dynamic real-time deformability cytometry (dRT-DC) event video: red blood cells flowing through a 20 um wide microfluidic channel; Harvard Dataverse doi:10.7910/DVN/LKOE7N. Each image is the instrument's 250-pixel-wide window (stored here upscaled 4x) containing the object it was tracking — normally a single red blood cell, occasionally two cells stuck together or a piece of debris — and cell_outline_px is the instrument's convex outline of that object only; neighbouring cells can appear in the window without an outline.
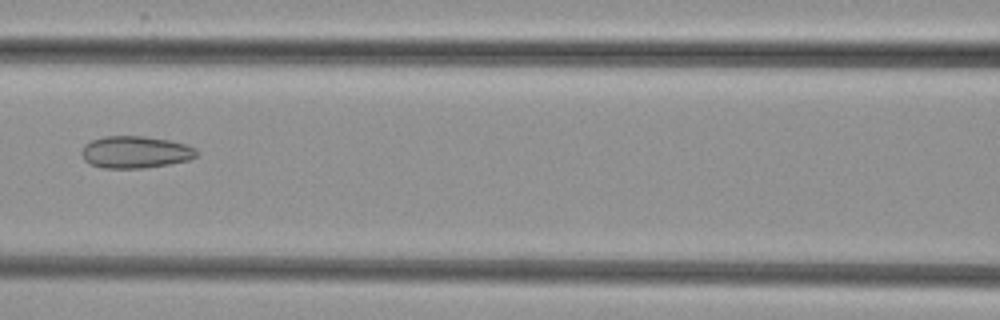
{"species": "common noctule bat (a hibernating species)", "species_latin": "Nyctalus noctula", "temperature_condition": "cold", "stored_images_in_passage": 7, "camera_frame_rate_fps": 3000, "um_per_image_px": 0.085, "animal": {"sex": "female", "body_mass_g": 29.2, "forearm_length_mm": 56.3}, "frame": {"image": 1, "passage_image": 7, "time_ms": 7.0, "image_size_px": [1000, 320], "cell_outline_px": [[200, 152], [196, 156], [188, 160], [168, 164], [144, 168], [104, 168], [88, 164], [84, 160], [80, 152], [84, 144], [92, 140], [104, 136], [144, 136], [168, 140], [188, 144], [196, 148]], "centroid_in_image_um": [11.5, 12.93], "position_along_channel_um": 155.1, "area_um2": 21.73}}